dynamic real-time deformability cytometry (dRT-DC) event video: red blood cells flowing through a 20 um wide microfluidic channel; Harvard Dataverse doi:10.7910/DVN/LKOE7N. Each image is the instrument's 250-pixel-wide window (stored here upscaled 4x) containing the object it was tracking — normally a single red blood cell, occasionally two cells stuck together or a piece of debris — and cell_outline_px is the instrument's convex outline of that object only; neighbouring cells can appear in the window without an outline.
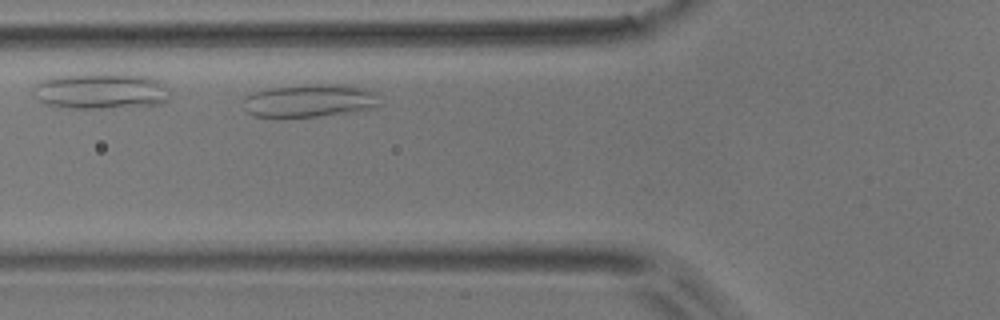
{"species": "common noctule bat (a hibernating species)", "species_latin": "Nyctalus noctula", "temperature_condition": "room temperature", "stored_images_in_passage": 2, "camera_frame_rate_fps": 3000, "um_per_image_px": 0.085, "animal": {"sex": "male", "body_mass_g": 17.9}, "frame": {"image": 1, "passage_image": 2, "time_ms": 0.333, "image_size_px": [1000, 320], "cell_outline_px": [[380, 104], [376, 108], [360, 112], [320, 116], [252, 116], [248, 112], [244, 100], [244, 96], [268, 88], [308, 84], [348, 84], [364, 88], [372, 92], [376, 96]], "centroid_in_image_um": [26.4, 8.55], "position_along_channel_um": 99.4, "area_um2": 26.24}}